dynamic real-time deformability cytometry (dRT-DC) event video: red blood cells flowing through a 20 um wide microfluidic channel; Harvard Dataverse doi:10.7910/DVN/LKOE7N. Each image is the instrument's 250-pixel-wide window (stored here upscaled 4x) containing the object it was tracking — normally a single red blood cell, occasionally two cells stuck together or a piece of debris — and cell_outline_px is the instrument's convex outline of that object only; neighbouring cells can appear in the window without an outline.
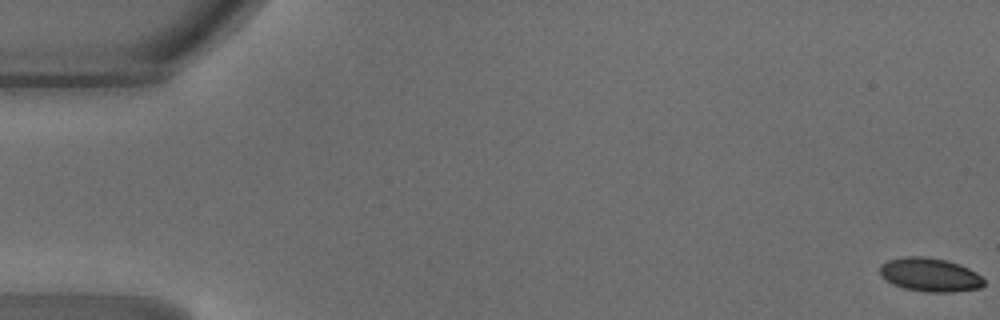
{"species": "common noctule bat (a hibernating species)", "species_latin": "Nyctalus noctula", "temperature_condition": "warm", "stored_images_in_passage": 47, "camera_frame_rate_fps": 3000, "um_per_image_px": 0.085, "animal": {"sex": "male", "body_mass_g": 18.8}, "frame": {"image": 1, "passage_image": 1, "time_ms": 0.0, "image_size_px": [1000, 320], "cell_outline_px": [[984, 284], [980, 288], [952, 292], [928, 292], [904, 288], [892, 284], [880, 276], [880, 264], [888, 260], [904, 256], [924, 256], [944, 260], [960, 264], [976, 272], [984, 280]], "centroid_in_image_um": [79.02, 23.35], "position_along_channel_um": 6.0, "area_um2": 20.46}}
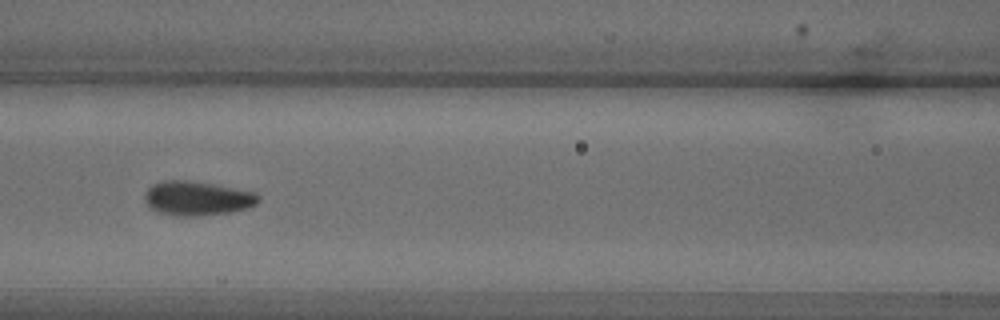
{"frame": {"image": 2, "passage_image": 22, "time_ms": 7.0, "image_size_px": [1000, 320], "cell_outline_px": [[260, 200], [256, 204], [248, 208], [232, 212], [200, 216], [176, 216], [156, 212], [148, 208], [144, 200], [144, 196], [148, 188], [152, 184], [164, 180], [184, 180], [212, 184], [256, 192], [260, 196]], "centroid_in_image_um": [16.74, 16.87], "position_along_channel_um": 149.9, "area_um2": 23.0}}
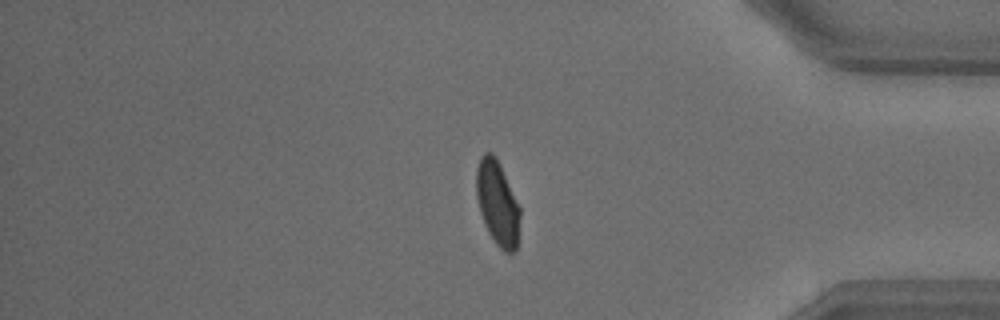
{"frame": {"image": 3, "passage_image": 41, "time_ms": 13.333, "image_size_px": [1000, 320], "cell_outline_px": [[520, 216], [516, 252], [504, 252], [496, 244], [488, 232], [480, 212], [476, 196], [476, 168], [480, 156], [484, 152], [492, 152], [496, 156], [500, 164], [520, 208]], "centroid_in_image_um": [42.27, 17.24], "position_along_channel_um": 392.9, "area_um2": 21.56}}